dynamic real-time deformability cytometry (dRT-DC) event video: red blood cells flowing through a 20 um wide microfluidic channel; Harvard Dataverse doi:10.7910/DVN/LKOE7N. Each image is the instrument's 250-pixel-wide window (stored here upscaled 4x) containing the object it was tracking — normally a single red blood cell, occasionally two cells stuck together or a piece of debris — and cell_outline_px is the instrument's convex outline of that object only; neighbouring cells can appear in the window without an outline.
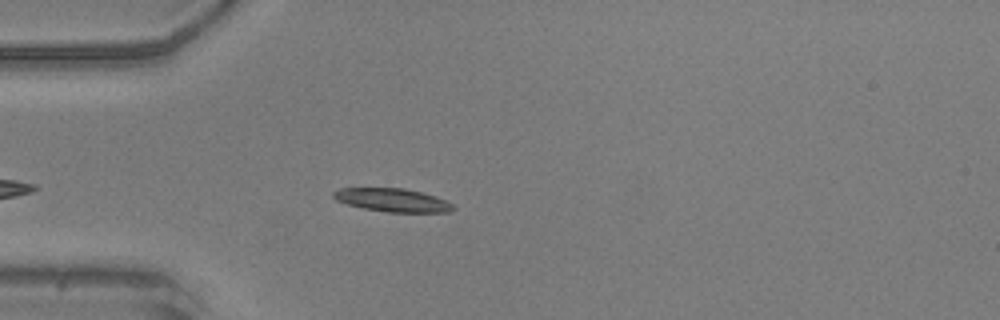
{"species": "common noctule bat (a hibernating species)", "species_latin": "Nyctalus noctula", "temperature_condition": "warm", "stored_images_in_passage": 45, "camera_frame_rate_fps": 3000, "um_per_image_px": 0.085, "animal": {"sex": "male", "body_mass_g": 20.5, "forearm_length_mm": 52.5}, "frame": {"image": 1, "passage_image": 14, "time_ms": 4.333, "image_size_px": [1000, 320], "cell_outline_px": [[456, 208], [448, 212], [388, 212], [364, 208], [348, 204], [336, 200], [332, 196], [332, 192], [340, 188], [400, 188], [420, 192], [444, 200], [452, 204]], "centroid_in_image_um": [33.32, 17.01], "position_along_channel_um": 51.7, "area_um2": 15.95}}
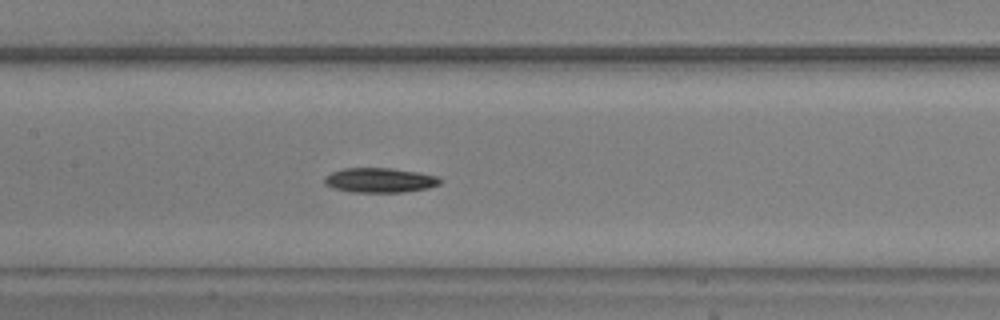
{"frame": {"image": 2, "passage_image": 24, "time_ms": 7.667, "image_size_px": [1000, 320], "cell_outline_px": [[440, 184], [424, 188], [400, 192], [356, 192], [336, 188], [324, 184], [324, 180], [332, 172], [344, 168], [388, 168], [416, 172], [436, 176], [440, 180]], "centroid_in_image_um": [32.26, 15.31], "position_along_channel_um": 175.1, "area_um2": 16.07}}
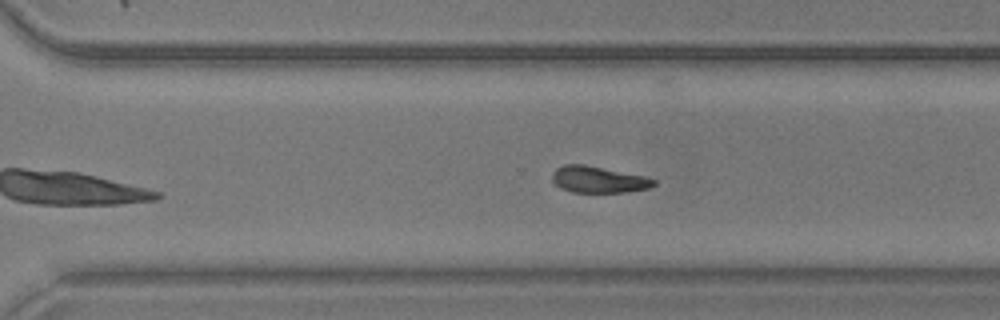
{"frame": {"image": 3, "passage_image": 35, "time_ms": 11.333, "image_size_px": [1000, 320], "cell_outline_px": [[656, 184], [648, 188], [620, 192], [572, 192], [556, 184], [552, 180], [552, 176], [556, 168], [564, 164], [584, 164], [644, 176], [656, 180]], "centroid_in_image_um": [50.85, 15.25], "position_along_channel_um": 319.7, "area_um2": 15.37}}